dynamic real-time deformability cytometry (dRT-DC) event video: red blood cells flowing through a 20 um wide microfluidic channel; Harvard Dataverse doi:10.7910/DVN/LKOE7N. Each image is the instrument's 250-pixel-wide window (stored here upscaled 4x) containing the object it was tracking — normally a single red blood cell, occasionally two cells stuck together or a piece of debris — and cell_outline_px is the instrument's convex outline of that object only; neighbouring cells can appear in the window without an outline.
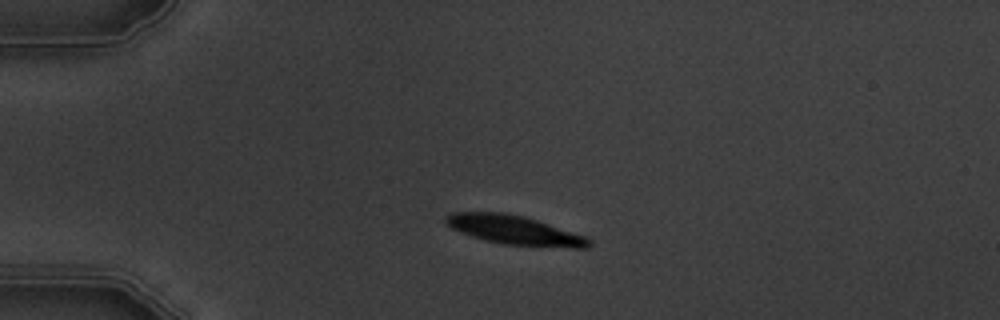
{"species": "common noctule bat (a hibernating species)", "species_latin": "Nyctalus noctula", "temperature_condition": "warm", "stored_images_in_passage": 5, "segment_of_instrument_passage": [1, 2], "camera_frame_rate_fps": 3000, "um_per_image_px": 0.085, "animal": {"sex": "male", "body_mass_g": 19.5, "forearm_length_mm": 54.6}, "frame": {"image": 1, "passage_image": 3, "time_ms": 2.333, "image_size_px": [1000, 320], "cell_outline_px": [[592, 244], [588, 248], [572, 248], [500, 244], [484, 240], [472, 236], [452, 228], [444, 220], [444, 216], [452, 212], [504, 212], [524, 216], [588, 236], [592, 240]], "centroid_in_image_um": [43.79, 19.56], "position_along_channel_um": 41.2, "area_um2": 24.51}}